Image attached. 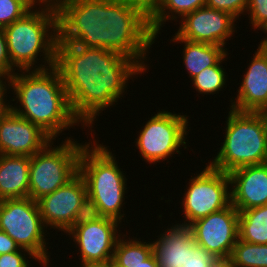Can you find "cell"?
Returning <instances> with one entry per match:
<instances>
[{
	"mask_svg": "<svg viewBox=\"0 0 267 267\" xmlns=\"http://www.w3.org/2000/svg\"><path fill=\"white\" fill-rule=\"evenodd\" d=\"M53 1L60 42L115 51L148 69L144 60L156 37L149 19L127 0Z\"/></svg>",
	"mask_w": 267,
	"mask_h": 267,
	"instance_id": "cell-1",
	"label": "cell"
},
{
	"mask_svg": "<svg viewBox=\"0 0 267 267\" xmlns=\"http://www.w3.org/2000/svg\"><path fill=\"white\" fill-rule=\"evenodd\" d=\"M73 115L83 128L123 97L128 80L146 72L135 60L104 48L57 41L56 64ZM100 111V112H99Z\"/></svg>",
	"mask_w": 267,
	"mask_h": 267,
	"instance_id": "cell-2",
	"label": "cell"
},
{
	"mask_svg": "<svg viewBox=\"0 0 267 267\" xmlns=\"http://www.w3.org/2000/svg\"><path fill=\"white\" fill-rule=\"evenodd\" d=\"M21 72V73H18ZM11 76L10 87L19 107L10 105L16 115L34 123L52 140L79 120L73 115L59 70L18 71ZM78 123V124H77Z\"/></svg>",
	"mask_w": 267,
	"mask_h": 267,
	"instance_id": "cell-3",
	"label": "cell"
},
{
	"mask_svg": "<svg viewBox=\"0 0 267 267\" xmlns=\"http://www.w3.org/2000/svg\"><path fill=\"white\" fill-rule=\"evenodd\" d=\"M36 5L44 6L43 8L39 6L41 10L39 8L37 10V7L35 10L33 7L21 19L3 28L9 60L18 71L46 70L56 64L58 41L56 5L53 0H39ZM40 52L42 55H39ZM38 55L43 56L45 63L33 67L37 63Z\"/></svg>",
	"mask_w": 267,
	"mask_h": 267,
	"instance_id": "cell-4",
	"label": "cell"
},
{
	"mask_svg": "<svg viewBox=\"0 0 267 267\" xmlns=\"http://www.w3.org/2000/svg\"><path fill=\"white\" fill-rule=\"evenodd\" d=\"M224 142L208 164L220 171H231L267 162V115L265 112H238L230 108Z\"/></svg>",
	"mask_w": 267,
	"mask_h": 267,
	"instance_id": "cell-5",
	"label": "cell"
},
{
	"mask_svg": "<svg viewBox=\"0 0 267 267\" xmlns=\"http://www.w3.org/2000/svg\"><path fill=\"white\" fill-rule=\"evenodd\" d=\"M90 144L83 147L78 164V172L86 184L87 196L98 206L103 217L121 223L125 215L121 209L125 204L127 179L108 147L97 141Z\"/></svg>",
	"mask_w": 267,
	"mask_h": 267,
	"instance_id": "cell-6",
	"label": "cell"
},
{
	"mask_svg": "<svg viewBox=\"0 0 267 267\" xmlns=\"http://www.w3.org/2000/svg\"><path fill=\"white\" fill-rule=\"evenodd\" d=\"M67 137L59 146L51 140L30 157L29 196L34 201L51 194L78 173L80 153L85 144ZM73 140V141H72Z\"/></svg>",
	"mask_w": 267,
	"mask_h": 267,
	"instance_id": "cell-7",
	"label": "cell"
},
{
	"mask_svg": "<svg viewBox=\"0 0 267 267\" xmlns=\"http://www.w3.org/2000/svg\"><path fill=\"white\" fill-rule=\"evenodd\" d=\"M45 227L37 201L30 197L0 200V230L40 262H50Z\"/></svg>",
	"mask_w": 267,
	"mask_h": 267,
	"instance_id": "cell-8",
	"label": "cell"
},
{
	"mask_svg": "<svg viewBox=\"0 0 267 267\" xmlns=\"http://www.w3.org/2000/svg\"><path fill=\"white\" fill-rule=\"evenodd\" d=\"M188 116L159 110L152 116L143 129L136 142L139 153L150 164L157 163L178 153L179 147L184 145L187 149L186 135H188ZM172 155V156H171Z\"/></svg>",
	"mask_w": 267,
	"mask_h": 267,
	"instance_id": "cell-9",
	"label": "cell"
},
{
	"mask_svg": "<svg viewBox=\"0 0 267 267\" xmlns=\"http://www.w3.org/2000/svg\"><path fill=\"white\" fill-rule=\"evenodd\" d=\"M196 175L191 177L182 198L185 217L182 224L186 226L231 204L228 173L207 164L203 171Z\"/></svg>",
	"mask_w": 267,
	"mask_h": 267,
	"instance_id": "cell-10",
	"label": "cell"
},
{
	"mask_svg": "<svg viewBox=\"0 0 267 267\" xmlns=\"http://www.w3.org/2000/svg\"><path fill=\"white\" fill-rule=\"evenodd\" d=\"M195 243L211 252L223 264L239 238V211L228 207L198 219L188 226Z\"/></svg>",
	"mask_w": 267,
	"mask_h": 267,
	"instance_id": "cell-11",
	"label": "cell"
},
{
	"mask_svg": "<svg viewBox=\"0 0 267 267\" xmlns=\"http://www.w3.org/2000/svg\"><path fill=\"white\" fill-rule=\"evenodd\" d=\"M119 224L118 220L102 217L94 222L71 227L66 232L80 250V265L106 264L113 258L116 242L122 236L117 232Z\"/></svg>",
	"mask_w": 267,
	"mask_h": 267,
	"instance_id": "cell-12",
	"label": "cell"
},
{
	"mask_svg": "<svg viewBox=\"0 0 267 267\" xmlns=\"http://www.w3.org/2000/svg\"><path fill=\"white\" fill-rule=\"evenodd\" d=\"M86 196V184L78 172L65 185L37 200L45 229L50 226L66 233L72 227L76 212Z\"/></svg>",
	"mask_w": 267,
	"mask_h": 267,
	"instance_id": "cell-13",
	"label": "cell"
},
{
	"mask_svg": "<svg viewBox=\"0 0 267 267\" xmlns=\"http://www.w3.org/2000/svg\"><path fill=\"white\" fill-rule=\"evenodd\" d=\"M235 21L231 14L204 6L185 15L176 34L188 41L225 48L226 41L236 31Z\"/></svg>",
	"mask_w": 267,
	"mask_h": 267,
	"instance_id": "cell-14",
	"label": "cell"
},
{
	"mask_svg": "<svg viewBox=\"0 0 267 267\" xmlns=\"http://www.w3.org/2000/svg\"><path fill=\"white\" fill-rule=\"evenodd\" d=\"M51 140L38 126L10 109L0 118V154L31 157Z\"/></svg>",
	"mask_w": 267,
	"mask_h": 267,
	"instance_id": "cell-15",
	"label": "cell"
},
{
	"mask_svg": "<svg viewBox=\"0 0 267 267\" xmlns=\"http://www.w3.org/2000/svg\"><path fill=\"white\" fill-rule=\"evenodd\" d=\"M254 54L237 90L236 100H230L232 110L238 112L267 110V47L259 44Z\"/></svg>",
	"mask_w": 267,
	"mask_h": 267,
	"instance_id": "cell-16",
	"label": "cell"
},
{
	"mask_svg": "<svg viewBox=\"0 0 267 267\" xmlns=\"http://www.w3.org/2000/svg\"><path fill=\"white\" fill-rule=\"evenodd\" d=\"M228 175L231 204L238 211L267 205V162L243 166Z\"/></svg>",
	"mask_w": 267,
	"mask_h": 267,
	"instance_id": "cell-17",
	"label": "cell"
},
{
	"mask_svg": "<svg viewBox=\"0 0 267 267\" xmlns=\"http://www.w3.org/2000/svg\"><path fill=\"white\" fill-rule=\"evenodd\" d=\"M167 229L152 242L158 266L183 267L188 259V249L195 244L191 229L181 223Z\"/></svg>",
	"mask_w": 267,
	"mask_h": 267,
	"instance_id": "cell-18",
	"label": "cell"
},
{
	"mask_svg": "<svg viewBox=\"0 0 267 267\" xmlns=\"http://www.w3.org/2000/svg\"><path fill=\"white\" fill-rule=\"evenodd\" d=\"M29 156L0 154V200L29 196Z\"/></svg>",
	"mask_w": 267,
	"mask_h": 267,
	"instance_id": "cell-19",
	"label": "cell"
},
{
	"mask_svg": "<svg viewBox=\"0 0 267 267\" xmlns=\"http://www.w3.org/2000/svg\"><path fill=\"white\" fill-rule=\"evenodd\" d=\"M170 42L184 43L183 63L192 79L204 69L215 66L228 52L227 48L208 43L192 42L180 38L176 33ZM226 49V50H225Z\"/></svg>",
	"mask_w": 267,
	"mask_h": 267,
	"instance_id": "cell-20",
	"label": "cell"
},
{
	"mask_svg": "<svg viewBox=\"0 0 267 267\" xmlns=\"http://www.w3.org/2000/svg\"><path fill=\"white\" fill-rule=\"evenodd\" d=\"M239 239L252 244H267V205L239 211Z\"/></svg>",
	"mask_w": 267,
	"mask_h": 267,
	"instance_id": "cell-21",
	"label": "cell"
},
{
	"mask_svg": "<svg viewBox=\"0 0 267 267\" xmlns=\"http://www.w3.org/2000/svg\"><path fill=\"white\" fill-rule=\"evenodd\" d=\"M206 1L207 0H164L158 11L149 19V25L153 35L157 38L158 34H160L161 27L165 24L164 22L173 19L176 21L175 19H177V17L182 19L185 15L192 13L198 8L204 7Z\"/></svg>",
	"mask_w": 267,
	"mask_h": 267,
	"instance_id": "cell-22",
	"label": "cell"
},
{
	"mask_svg": "<svg viewBox=\"0 0 267 267\" xmlns=\"http://www.w3.org/2000/svg\"><path fill=\"white\" fill-rule=\"evenodd\" d=\"M119 237L112 260L121 267H136L153 253V243L141 242L135 239L125 240Z\"/></svg>",
	"mask_w": 267,
	"mask_h": 267,
	"instance_id": "cell-23",
	"label": "cell"
},
{
	"mask_svg": "<svg viewBox=\"0 0 267 267\" xmlns=\"http://www.w3.org/2000/svg\"><path fill=\"white\" fill-rule=\"evenodd\" d=\"M226 267H267V244H252L238 238Z\"/></svg>",
	"mask_w": 267,
	"mask_h": 267,
	"instance_id": "cell-24",
	"label": "cell"
},
{
	"mask_svg": "<svg viewBox=\"0 0 267 267\" xmlns=\"http://www.w3.org/2000/svg\"><path fill=\"white\" fill-rule=\"evenodd\" d=\"M226 54L215 66L208 67L204 69L201 73L197 74L191 79L194 89L200 94H216L221 91L227 81V75L225 70L221 65L226 59Z\"/></svg>",
	"mask_w": 267,
	"mask_h": 267,
	"instance_id": "cell-25",
	"label": "cell"
},
{
	"mask_svg": "<svg viewBox=\"0 0 267 267\" xmlns=\"http://www.w3.org/2000/svg\"><path fill=\"white\" fill-rule=\"evenodd\" d=\"M38 2L39 0H0V28L21 19Z\"/></svg>",
	"mask_w": 267,
	"mask_h": 267,
	"instance_id": "cell-26",
	"label": "cell"
},
{
	"mask_svg": "<svg viewBox=\"0 0 267 267\" xmlns=\"http://www.w3.org/2000/svg\"><path fill=\"white\" fill-rule=\"evenodd\" d=\"M223 265L217 257L198 244L188 249V259L183 267H221Z\"/></svg>",
	"mask_w": 267,
	"mask_h": 267,
	"instance_id": "cell-27",
	"label": "cell"
},
{
	"mask_svg": "<svg viewBox=\"0 0 267 267\" xmlns=\"http://www.w3.org/2000/svg\"><path fill=\"white\" fill-rule=\"evenodd\" d=\"M246 13L250 15L252 29L267 30V0H249Z\"/></svg>",
	"mask_w": 267,
	"mask_h": 267,
	"instance_id": "cell-28",
	"label": "cell"
},
{
	"mask_svg": "<svg viewBox=\"0 0 267 267\" xmlns=\"http://www.w3.org/2000/svg\"><path fill=\"white\" fill-rule=\"evenodd\" d=\"M102 217L103 216L100 214L98 206L90 197L86 196L76 212L72 227L94 222Z\"/></svg>",
	"mask_w": 267,
	"mask_h": 267,
	"instance_id": "cell-29",
	"label": "cell"
},
{
	"mask_svg": "<svg viewBox=\"0 0 267 267\" xmlns=\"http://www.w3.org/2000/svg\"><path fill=\"white\" fill-rule=\"evenodd\" d=\"M249 0H207L206 7L231 14L236 20L246 13Z\"/></svg>",
	"mask_w": 267,
	"mask_h": 267,
	"instance_id": "cell-30",
	"label": "cell"
},
{
	"mask_svg": "<svg viewBox=\"0 0 267 267\" xmlns=\"http://www.w3.org/2000/svg\"><path fill=\"white\" fill-rule=\"evenodd\" d=\"M26 255H29V258L32 257V259L38 261L39 264H42L44 267L49 265V262H40L39 260H36L37 258L29 250L21 248L19 251L1 254L0 267H30L31 265L28 264L29 260L25 257Z\"/></svg>",
	"mask_w": 267,
	"mask_h": 267,
	"instance_id": "cell-31",
	"label": "cell"
},
{
	"mask_svg": "<svg viewBox=\"0 0 267 267\" xmlns=\"http://www.w3.org/2000/svg\"><path fill=\"white\" fill-rule=\"evenodd\" d=\"M15 69L9 60V54L6 44V37L3 28H0V71L12 76Z\"/></svg>",
	"mask_w": 267,
	"mask_h": 267,
	"instance_id": "cell-32",
	"label": "cell"
},
{
	"mask_svg": "<svg viewBox=\"0 0 267 267\" xmlns=\"http://www.w3.org/2000/svg\"><path fill=\"white\" fill-rule=\"evenodd\" d=\"M133 7L139 9L150 19L161 7L164 0H127Z\"/></svg>",
	"mask_w": 267,
	"mask_h": 267,
	"instance_id": "cell-33",
	"label": "cell"
},
{
	"mask_svg": "<svg viewBox=\"0 0 267 267\" xmlns=\"http://www.w3.org/2000/svg\"><path fill=\"white\" fill-rule=\"evenodd\" d=\"M19 245L4 231L0 230V255L19 251Z\"/></svg>",
	"mask_w": 267,
	"mask_h": 267,
	"instance_id": "cell-34",
	"label": "cell"
},
{
	"mask_svg": "<svg viewBox=\"0 0 267 267\" xmlns=\"http://www.w3.org/2000/svg\"><path fill=\"white\" fill-rule=\"evenodd\" d=\"M10 80H11V76L9 74L0 71V104H10V101L8 103H6V101H5L6 100L5 99V96H6L5 94L8 91L7 88L9 89V87H10ZM6 82L9 83V84H6Z\"/></svg>",
	"mask_w": 267,
	"mask_h": 267,
	"instance_id": "cell-35",
	"label": "cell"
},
{
	"mask_svg": "<svg viewBox=\"0 0 267 267\" xmlns=\"http://www.w3.org/2000/svg\"><path fill=\"white\" fill-rule=\"evenodd\" d=\"M136 267H159L154 253Z\"/></svg>",
	"mask_w": 267,
	"mask_h": 267,
	"instance_id": "cell-36",
	"label": "cell"
},
{
	"mask_svg": "<svg viewBox=\"0 0 267 267\" xmlns=\"http://www.w3.org/2000/svg\"><path fill=\"white\" fill-rule=\"evenodd\" d=\"M10 104H0V118L9 110Z\"/></svg>",
	"mask_w": 267,
	"mask_h": 267,
	"instance_id": "cell-37",
	"label": "cell"
},
{
	"mask_svg": "<svg viewBox=\"0 0 267 267\" xmlns=\"http://www.w3.org/2000/svg\"><path fill=\"white\" fill-rule=\"evenodd\" d=\"M107 267H121L116 264L112 259L107 262Z\"/></svg>",
	"mask_w": 267,
	"mask_h": 267,
	"instance_id": "cell-38",
	"label": "cell"
},
{
	"mask_svg": "<svg viewBox=\"0 0 267 267\" xmlns=\"http://www.w3.org/2000/svg\"><path fill=\"white\" fill-rule=\"evenodd\" d=\"M80 267H107L106 264H96V265H81Z\"/></svg>",
	"mask_w": 267,
	"mask_h": 267,
	"instance_id": "cell-39",
	"label": "cell"
},
{
	"mask_svg": "<svg viewBox=\"0 0 267 267\" xmlns=\"http://www.w3.org/2000/svg\"><path fill=\"white\" fill-rule=\"evenodd\" d=\"M264 33L266 34L267 33V30ZM266 36H267V34H266ZM262 39L260 41V44L267 47V37L262 38Z\"/></svg>",
	"mask_w": 267,
	"mask_h": 267,
	"instance_id": "cell-40",
	"label": "cell"
},
{
	"mask_svg": "<svg viewBox=\"0 0 267 267\" xmlns=\"http://www.w3.org/2000/svg\"><path fill=\"white\" fill-rule=\"evenodd\" d=\"M99 1L115 2V1H121V0H99Z\"/></svg>",
	"mask_w": 267,
	"mask_h": 267,
	"instance_id": "cell-41",
	"label": "cell"
}]
</instances>
